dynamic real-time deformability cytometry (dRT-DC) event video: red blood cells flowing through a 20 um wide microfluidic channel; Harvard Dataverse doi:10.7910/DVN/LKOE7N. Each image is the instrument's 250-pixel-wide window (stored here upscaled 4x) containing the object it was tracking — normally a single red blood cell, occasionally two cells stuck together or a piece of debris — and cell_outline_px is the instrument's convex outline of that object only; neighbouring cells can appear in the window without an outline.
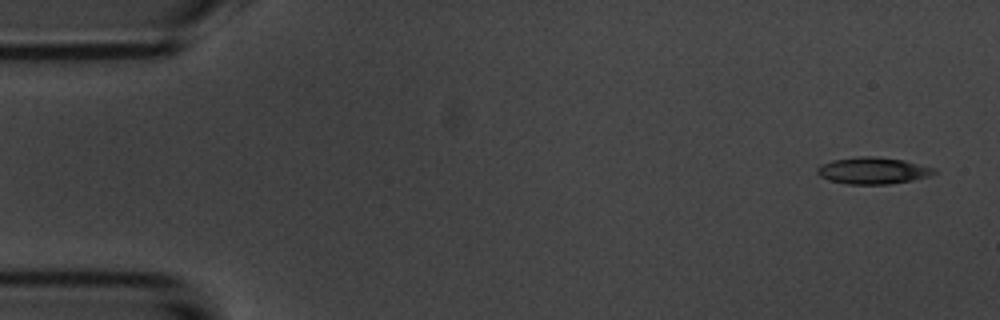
{"species": "common noctule bat (a hibernating species)", "species_latin": "Nyctalus noctula", "temperature_condition": "room temperature", "stored_images_in_passage": 6, "camera_frame_rate_fps": 3000, "um_per_image_px": 0.085, "animal": {"sex": "male", "body_mass_g": 20.1, "forearm_length_mm": 53.5}, "frame": {"image": 1, "passage_image": 1, "time_ms": 0.0, "image_size_px": [1000, 320], "cell_outline_px": [[936, 172], [928, 176], [912, 180], [888, 184], [848, 184], [828, 180], [820, 176], [816, 172], [816, 168], [820, 164], [832, 160], [860, 156], [876, 156], [904, 160], [932, 168]], "centroid_in_image_um": [74.12, 14.5], "position_along_channel_um": 10.9, "area_um2": 18.09}}
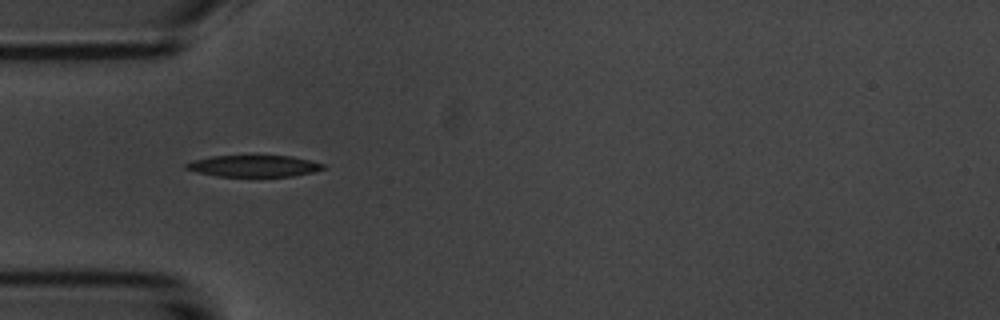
{"frame": {"image": 2, "passage_image": 5, "time_ms": 4.667, "image_size_px": [1000, 320], "cell_outline_px": [[324, 168], [312, 172], [292, 176], [216, 176], [196, 172], [184, 168], [184, 164], [192, 160], [212, 156], [292, 156], [312, 160], [324, 164]], "centroid_in_image_um": [21.54, 14.1], "position_along_channel_um": 63.5, "area_um2": 17.17}}